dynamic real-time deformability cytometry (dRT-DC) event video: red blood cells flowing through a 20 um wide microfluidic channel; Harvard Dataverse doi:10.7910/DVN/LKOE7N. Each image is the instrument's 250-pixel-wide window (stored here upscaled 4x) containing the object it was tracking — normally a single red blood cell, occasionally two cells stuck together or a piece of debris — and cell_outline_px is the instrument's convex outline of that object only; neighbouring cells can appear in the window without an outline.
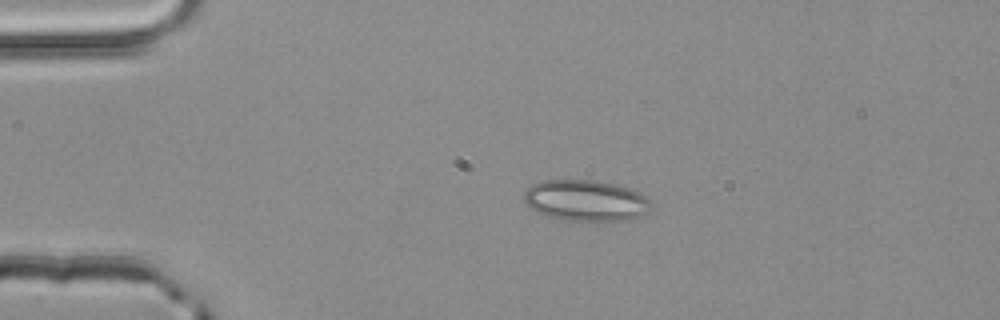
{"species": "common noctule bat (a hibernating species)", "species_latin": "Nyctalus noctula", "temperature_condition": "room temperature", "stored_images_in_passage": 3, "camera_frame_rate_fps": 3000, "um_per_image_px": 0.085, "animal": {"sex": "male", "body_mass_g": 20.4}, "frame": {"image": 1, "passage_image": 2, "time_ms": 0.333, "image_size_px": [1000, 320], "cell_outline_px": [[652, 208], [644, 216], [632, 220], [560, 220], [536, 212], [524, 200], [524, 192], [532, 184], [544, 180], [596, 180], [632, 188], [640, 192], [652, 204]], "centroid_in_image_um": [49.84, 17.04], "position_along_channel_um": 35.2, "area_um2": 30.63}}